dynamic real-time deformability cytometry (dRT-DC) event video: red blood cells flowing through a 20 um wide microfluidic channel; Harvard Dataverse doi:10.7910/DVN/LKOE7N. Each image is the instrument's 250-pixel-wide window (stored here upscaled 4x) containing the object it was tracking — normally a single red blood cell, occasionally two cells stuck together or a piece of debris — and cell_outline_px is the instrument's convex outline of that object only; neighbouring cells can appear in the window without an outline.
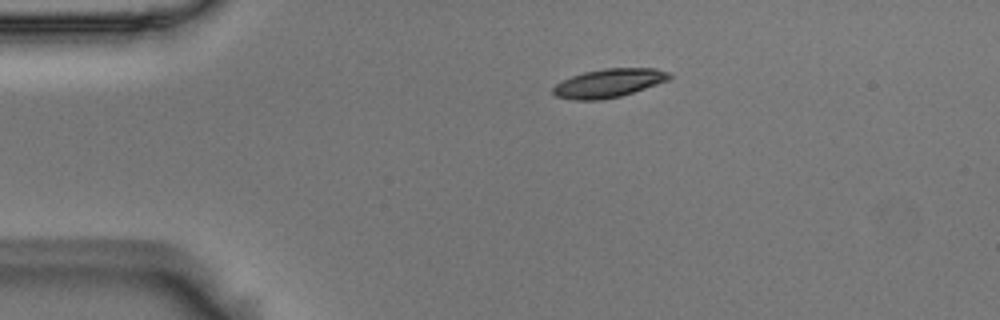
{"species": "Egyptian fruit bat (a non-hibernating species)", "species_latin": "Rousettus aegyptiacus", "temperature_condition": "room temperature", "stored_images_in_passage": 6, "camera_frame_rate_fps": 3000, "um_per_image_px": 0.085, "animal": {"sex": "male"}, "frame": {"image": 1, "passage_image": 6, "time_ms": 1.667, "image_size_px": [1000, 320], "cell_outline_px": [[672, 76], [668, 80], [620, 96], [596, 100], [576, 100], [556, 96], [552, 92], [552, 88], [556, 84], [572, 76], [584, 72], [604, 68], [656, 68], [668, 72]], "centroid_in_image_um": [51.73, 7.05], "position_along_channel_um": 33.3, "area_um2": 19.07}}